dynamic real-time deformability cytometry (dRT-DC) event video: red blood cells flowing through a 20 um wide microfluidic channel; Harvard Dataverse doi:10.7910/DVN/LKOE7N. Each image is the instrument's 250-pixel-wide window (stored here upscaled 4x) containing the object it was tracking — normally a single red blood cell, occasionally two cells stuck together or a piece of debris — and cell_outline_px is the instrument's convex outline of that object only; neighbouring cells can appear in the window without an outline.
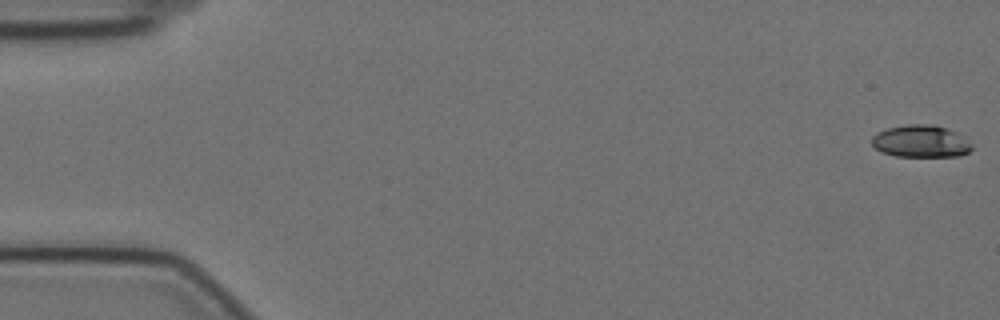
{"species": "Egyptian fruit bat (a non-hibernating species)", "species_latin": "Rousettus aegyptiacus", "temperature_condition": "cold", "stored_images_in_passage": 58, "camera_frame_rate_fps": 3000, "um_per_image_px": 0.085, "animal": {"sex": "female"}, "frame": {"image": 1, "passage_image": 1, "time_ms": 0.0, "image_size_px": [1000, 320], "cell_outline_px": [[972, 148], [968, 152], [960, 156], [896, 156], [884, 152], [876, 148], [872, 144], [872, 136], [876, 132], [888, 128], [908, 124], [932, 124], [956, 132], [972, 144]], "centroid_in_image_um": [78.26, 12.01], "position_along_channel_um": 6.7, "area_um2": 18.61}}
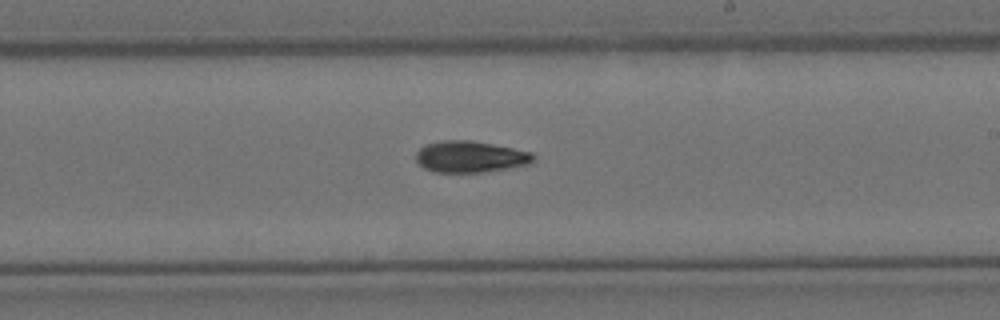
{"frame": {"image": 2, "passage_image": 34, "time_ms": 11.0, "image_size_px": [1000, 320], "cell_outline_px": [[532, 160], [528, 164], [484, 172], [432, 172], [424, 168], [416, 160], [416, 152], [424, 144], [444, 140], [472, 140], [532, 152]], "centroid_in_image_um": [39.91, 13.31], "position_along_channel_um": 249.1, "area_um2": 21.33}}
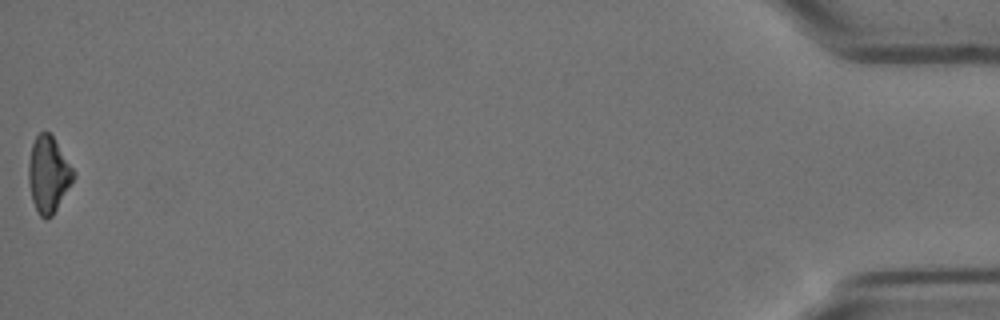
{"frame": {"image": 3, "passage_image": 58, "time_ms": 19.0, "image_size_px": [1000, 320], "cell_outline_px": [[76, 176], [52, 216], [44, 220], [40, 216], [32, 200], [28, 180], [28, 164], [32, 144], [36, 136], [40, 132], [48, 132], [52, 136], [76, 172]], "centroid_in_image_um": [4.12, 14.84], "position_along_channel_um": 431.1, "area_um2": 19.83}, "authors_computed_cell_mechanics": {"area_um2": 20.3456, "velocity_mm_per_s": 3.5103, "shape_relaxation_time_tau1_ms": 4.8398, "shape_relaxation_time_tau2_ms": null, "deformation_change_tau1": 0.1433, "deformation_change_tau2": null}}